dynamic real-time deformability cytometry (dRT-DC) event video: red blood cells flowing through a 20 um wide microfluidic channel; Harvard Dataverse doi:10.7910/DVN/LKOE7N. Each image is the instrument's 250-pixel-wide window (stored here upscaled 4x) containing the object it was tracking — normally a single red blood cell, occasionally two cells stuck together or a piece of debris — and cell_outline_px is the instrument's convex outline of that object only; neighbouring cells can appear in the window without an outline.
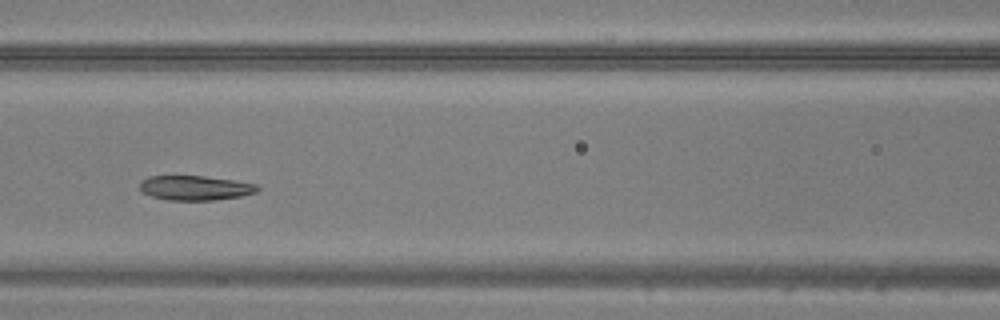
{"species": "common noctule bat (a hibernating species)", "species_latin": "Nyctalus noctula", "temperature_condition": "warm", "stored_images_in_passage": 36, "camera_frame_rate_fps": 3000, "um_per_image_px": 0.085, "animal": {"sex": "male", "body_mass_g": 20.5, "forearm_length_mm": 52.5}, "frame": {"image": 1, "passage_image": 16, "time_ms": 5.0, "image_size_px": [1000, 320], "cell_outline_px": [[260, 188], [256, 192], [240, 196], [212, 200], [168, 200], [152, 196], [140, 192], [140, 180], [148, 176], [204, 176], [232, 180], [256, 184]], "centroid_in_image_um": [16.54, 15.97], "position_along_channel_um": 150.1, "area_um2": 16.82}}
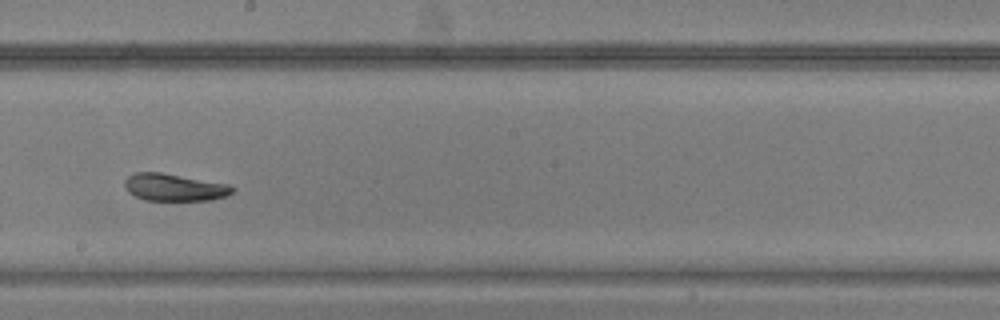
{"frame": {"image": 2, "passage_image": 22, "time_ms": 7.0, "image_size_px": [1000, 320], "cell_outline_px": [[236, 188], [232, 192], [224, 196], [212, 200], [144, 200], [128, 192], [124, 184], [124, 180], [128, 176], [136, 172], [160, 172], [228, 184]], "centroid_in_image_um": [14.8, 15.92], "position_along_channel_um": 233.4, "area_um2": 16.99}}
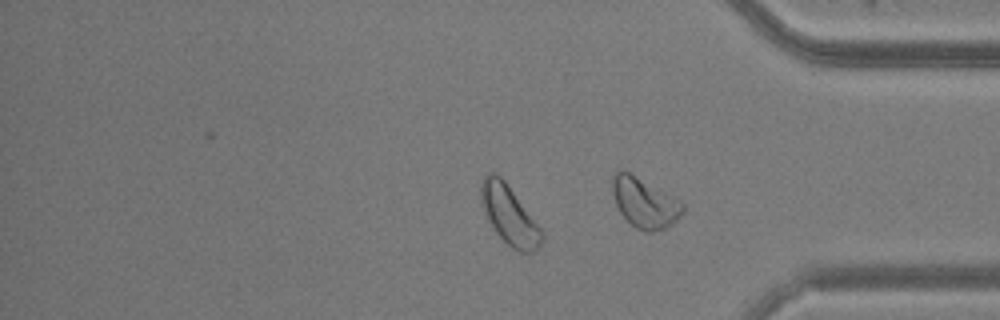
{"frame": {"image": 3, "passage_image": 33, "time_ms": 10.667, "image_size_px": [1000, 320], "cell_outline_px": [[544, 236], [540, 244], [532, 252], [520, 252], [512, 248], [496, 232], [488, 220], [480, 204], [480, 184], [484, 176], [488, 172], [496, 172], [508, 184], [544, 232]], "centroid_in_image_um": [43.26, 18.24], "position_along_channel_um": 391.9, "area_um2": 20.92}}